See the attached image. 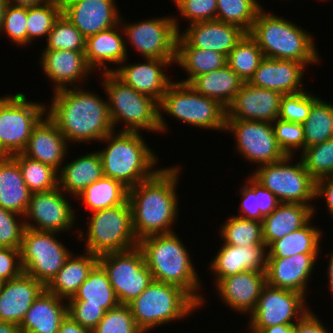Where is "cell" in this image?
I'll list each match as a JSON object with an SVG mask.
<instances>
[{
	"label": "cell",
	"mask_w": 333,
	"mask_h": 333,
	"mask_svg": "<svg viewBox=\"0 0 333 333\" xmlns=\"http://www.w3.org/2000/svg\"><path fill=\"white\" fill-rule=\"evenodd\" d=\"M27 7L12 6L7 4L0 33L16 46L27 45Z\"/></svg>",
	"instance_id": "obj_51"
},
{
	"label": "cell",
	"mask_w": 333,
	"mask_h": 333,
	"mask_svg": "<svg viewBox=\"0 0 333 333\" xmlns=\"http://www.w3.org/2000/svg\"><path fill=\"white\" fill-rule=\"evenodd\" d=\"M141 134L114 130L101 140L106 147L97 151L104 176L120 181L128 189L151 178L160 169L156 166L159 158Z\"/></svg>",
	"instance_id": "obj_4"
},
{
	"label": "cell",
	"mask_w": 333,
	"mask_h": 333,
	"mask_svg": "<svg viewBox=\"0 0 333 333\" xmlns=\"http://www.w3.org/2000/svg\"><path fill=\"white\" fill-rule=\"evenodd\" d=\"M117 0H76L62 14L87 38L120 24Z\"/></svg>",
	"instance_id": "obj_21"
},
{
	"label": "cell",
	"mask_w": 333,
	"mask_h": 333,
	"mask_svg": "<svg viewBox=\"0 0 333 333\" xmlns=\"http://www.w3.org/2000/svg\"><path fill=\"white\" fill-rule=\"evenodd\" d=\"M81 87L53 91L46 115L59 128L68 143L101 141L114 131L107 97ZM48 109V110H47Z\"/></svg>",
	"instance_id": "obj_2"
},
{
	"label": "cell",
	"mask_w": 333,
	"mask_h": 333,
	"mask_svg": "<svg viewBox=\"0 0 333 333\" xmlns=\"http://www.w3.org/2000/svg\"><path fill=\"white\" fill-rule=\"evenodd\" d=\"M307 91L283 94L278 118L302 124L308 118L312 104L318 99V96Z\"/></svg>",
	"instance_id": "obj_49"
},
{
	"label": "cell",
	"mask_w": 333,
	"mask_h": 333,
	"mask_svg": "<svg viewBox=\"0 0 333 333\" xmlns=\"http://www.w3.org/2000/svg\"><path fill=\"white\" fill-rule=\"evenodd\" d=\"M103 176L101 157L96 150L62 165L58 172V187L70 197H78L86 187Z\"/></svg>",
	"instance_id": "obj_31"
},
{
	"label": "cell",
	"mask_w": 333,
	"mask_h": 333,
	"mask_svg": "<svg viewBox=\"0 0 333 333\" xmlns=\"http://www.w3.org/2000/svg\"><path fill=\"white\" fill-rule=\"evenodd\" d=\"M222 224L218 232L222 242H224L223 244L236 246L265 245L262 222L258 220L233 215Z\"/></svg>",
	"instance_id": "obj_40"
},
{
	"label": "cell",
	"mask_w": 333,
	"mask_h": 333,
	"mask_svg": "<svg viewBox=\"0 0 333 333\" xmlns=\"http://www.w3.org/2000/svg\"><path fill=\"white\" fill-rule=\"evenodd\" d=\"M245 185L240 187L241 202L237 216L262 222L264 216L258 209V195H255V179L250 175L246 177Z\"/></svg>",
	"instance_id": "obj_55"
},
{
	"label": "cell",
	"mask_w": 333,
	"mask_h": 333,
	"mask_svg": "<svg viewBox=\"0 0 333 333\" xmlns=\"http://www.w3.org/2000/svg\"><path fill=\"white\" fill-rule=\"evenodd\" d=\"M249 35L256 41L264 57L294 60L305 66L318 65L322 59L314 37L292 21L267 12L262 8Z\"/></svg>",
	"instance_id": "obj_5"
},
{
	"label": "cell",
	"mask_w": 333,
	"mask_h": 333,
	"mask_svg": "<svg viewBox=\"0 0 333 333\" xmlns=\"http://www.w3.org/2000/svg\"><path fill=\"white\" fill-rule=\"evenodd\" d=\"M61 14L62 8L55 0H48L39 6L27 7V44L30 45L37 38H46Z\"/></svg>",
	"instance_id": "obj_45"
},
{
	"label": "cell",
	"mask_w": 333,
	"mask_h": 333,
	"mask_svg": "<svg viewBox=\"0 0 333 333\" xmlns=\"http://www.w3.org/2000/svg\"><path fill=\"white\" fill-rule=\"evenodd\" d=\"M300 154L305 169L315 179L333 175V138L305 148Z\"/></svg>",
	"instance_id": "obj_47"
},
{
	"label": "cell",
	"mask_w": 333,
	"mask_h": 333,
	"mask_svg": "<svg viewBox=\"0 0 333 333\" xmlns=\"http://www.w3.org/2000/svg\"><path fill=\"white\" fill-rule=\"evenodd\" d=\"M313 209L301 203H279L262 220L263 239L267 248L276 240L302 228L311 218Z\"/></svg>",
	"instance_id": "obj_32"
},
{
	"label": "cell",
	"mask_w": 333,
	"mask_h": 333,
	"mask_svg": "<svg viewBox=\"0 0 333 333\" xmlns=\"http://www.w3.org/2000/svg\"><path fill=\"white\" fill-rule=\"evenodd\" d=\"M46 107L28 101L20 92L0 98V144L10 156L25 149L32 129L46 115Z\"/></svg>",
	"instance_id": "obj_11"
},
{
	"label": "cell",
	"mask_w": 333,
	"mask_h": 333,
	"mask_svg": "<svg viewBox=\"0 0 333 333\" xmlns=\"http://www.w3.org/2000/svg\"><path fill=\"white\" fill-rule=\"evenodd\" d=\"M10 155L5 151V149L0 144V162L7 160Z\"/></svg>",
	"instance_id": "obj_66"
},
{
	"label": "cell",
	"mask_w": 333,
	"mask_h": 333,
	"mask_svg": "<svg viewBox=\"0 0 333 333\" xmlns=\"http://www.w3.org/2000/svg\"><path fill=\"white\" fill-rule=\"evenodd\" d=\"M93 333H144L136 324L129 305L120 304L105 312Z\"/></svg>",
	"instance_id": "obj_48"
},
{
	"label": "cell",
	"mask_w": 333,
	"mask_h": 333,
	"mask_svg": "<svg viewBox=\"0 0 333 333\" xmlns=\"http://www.w3.org/2000/svg\"><path fill=\"white\" fill-rule=\"evenodd\" d=\"M321 197V198H320ZM324 197V198H323ZM325 199L329 214L333 218V175L319 178L315 182V199Z\"/></svg>",
	"instance_id": "obj_59"
},
{
	"label": "cell",
	"mask_w": 333,
	"mask_h": 333,
	"mask_svg": "<svg viewBox=\"0 0 333 333\" xmlns=\"http://www.w3.org/2000/svg\"><path fill=\"white\" fill-rule=\"evenodd\" d=\"M260 333H293V325H275L264 328Z\"/></svg>",
	"instance_id": "obj_62"
},
{
	"label": "cell",
	"mask_w": 333,
	"mask_h": 333,
	"mask_svg": "<svg viewBox=\"0 0 333 333\" xmlns=\"http://www.w3.org/2000/svg\"><path fill=\"white\" fill-rule=\"evenodd\" d=\"M76 198L92 213L123 204L128 199V188L120 181L103 176Z\"/></svg>",
	"instance_id": "obj_38"
},
{
	"label": "cell",
	"mask_w": 333,
	"mask_h": 333,
	"mask_svg": "<svg viewBox=\"0 0 333 333\" xmlns=\"http://www.w3.org/2000/svg\"><path fill=\"white\" fill-rule=\"evenodd\" d=\"M329 264H327V278H328V288L330 292L332 293L331 295L333 296V251L331 252L330 259L328 261Z\"/></svg>",
	"instance_id": "obj_64"
},
{
	"label": "cell",
	"mask_w": 333,
	"mask_h": 333,
	"mask_svg": "<svg viewBox=\"0 0 333 333\" xmlns=\"http://www.w3.org/2000/svg\"><path fill=\"white\" fill-rule=\"evenodd\" d=\"M45 289L43 283L25 272L5 281L0 292V321L20 325L26 312Z\"/></svg>",
	"instance_id": "obj_27"
},
{
	"label": "cell",
	"mask_w": 333,
	"mask_h": 333,
	"mask_svg": "<svg viewBox=\"0 0 333 333\" xmlns=\"http://www.w3.org/2000/svg\"><path fill=\"white\" fill-rule=\"evenodd\" d=\"M22 272L20 249L0 247V278L9 281Z\"/></svg>",
	"instance_id": "obj_56"
},
{
	"label": "cell",
	"mask_w": 333,
	"mask_h": 333,
	"mask_svg": "<svg viewBox=\"0 0 333 333\" xmlns=\"http://www.w3.org/2000/svg\"><path fill=\"white\" fill-rule=\"evenodd\" d=\"M57 333H93V331L82 327L77 322H75L69 315H67L62 320L59 331Z\"/></svg>",
	"instance_id": "obj_60"
},
{
	"label": "cell",
	"mask_w": 333,
	"mask_h": 333,
	"mask_svg": "<svg viewBox=\"0 0 333 333\" xmlns=\"http://www.w3.org/2000/svg\"><path fill=\"white\" fill-rule=\"evenodd\" d=\"M66 196L59 187L46 192L32 193L23 218L25 227L57 233L75 229L76 215Z\"/></svg>",
	"instance_id": "obj_17"
},
{
	"label": "cell",
	"mask_w": 333,
	"mask_h": 333,
	"mask_svg": "<svg viewBox=\"0 0 333 333\" xmlns=\"http://www.w3.org/2000/svg\"><path fill=\"white\" fill-rule=\"evenodd\" d=\"M40 56L39 64L48 80L53 82V91L81 87L76 84L85 83L94 72L86 61L85 51L43 50Z\"/></svg>",
	"instance_id": "obj_20"
},
{
	"label": "cell",
	"mask_w": 333,
	"mask_h": 333,
	"mask_svg": "<svg viewBox=\"0 0 333 333\" xmlns=\"http://www.w3.org/2000/svg\"><path fill=\"white\" fill-rule=\"evenodd\" d=\"M0 333H21V329L15 323L0 321Z\"/></svg>",
	"instance_id": "obj_63"
},
{
	"label": "cell",
	"mask_w": 333,
	"mask_h": 333,
	"mask_svg": "<svg viewBox=\"0 0 333 333\" xmlns=\"http://www.w3.org/2000/svg\"><path fill=\"white\" fill-rule=\"evenodd\" d=\"M244 81L228 66L201 74L189 85L203 96L219 101L228 107L241 89Z\"/></svg>",
	"instance_id": "obj_36"
},
{
	"label": "cell",
	"mask_w": 333,
	"mask_h": 333,
	"mask_svg": "<svg viewBox=\"0 0 333 333\" xmlns=\"http://www.w3.org/2000/svg\"><path fill=\"white\" fill-rule=\"evenodd\" d=\"M5 281H3L1 278H0V292L2 290V287H3V284H4Z\"/></svg>",
	"instance_id": "obj_69"
},
{
	"label": "cell",
	"mask_w": 333,
	"mask_h": 333,
	"mask_svg": "<svg viewBox=\"0 0 333 333\" xmlns=\"http://www.w3.org/2000/svg\"><path fill=\"white\" fill-rule=\"evenodd\" d=\"M23 217L0 206V247L21 248L23 233L26 228L25 221L22 220Z\"/></svg>",
	"instance_id": "obj_52"
},
{
	"label": "cell",
	"mask_w": 333,
	"mask_h": 333,
	"mask_svg": "<svg viewBox=\"0 0 333 333\" xmlns=\"http://www.w3.org/2000/svg\"><path fill=\"white\" fill-rule=\"evenodd\" d=\"M181 241L176 232H171L145 237L139 241L138 247L154 281L182 288L203 307L205 298L199 293L202 281Z\"/></svg>",
	"instance_id": "obj_3"
},
{
	"label": "cell",
	"mask_w": 333,
	"mask_h": 333,
	"mask_svg": "<svg viewBox=\"0 0 333 333\" xmlns=\"http://www.w3.org/2000/svg\"><path fill=\"white\" fill-rule=\"evenodd\" d=\"M179 34L192 46L204 50H214L226 56L247 33L241 27L219 20L197 22Z\"/></svg>",
	"instance_id": "obj_28"
},
{
	"label": "cell",
	"mask_w": 333,
	"mask_h": 333,
	"mask_svg": "<svg viewBox=\"0 0 333 333\" xmlns=\"http://www.w3.org/2000/svg\"><path fill=\"white\" fill-rule=\"evenodd\" d=\"M306 68L303 63L294 60L264 57L248 83L281 94L301 92L305 90L302 79Z\"/></svg>",
	"instance_id": "obj_25"
},
{
	"label": "cell",
	"mask_w": 333,
	"mask_h": 333,
	"mask_svg": "<svg viewBox=\"0 0 333 333\" xmlns=\"http://www.w3.org/2000/svg\"><path fill=\"white\" fill-rule=\"evenodd\" d=\"M233 133L235 149L245 161L259 166L282 160L272 123L254 120H226L225 132Z\"/></svg>",
	"instance_id": "obj_16"
},
{
	"label": "cell",
	"mask_w": 333,
	"mask_h": 333,
	"mask_svg": "<svg viewBox=\"0 0 333 333\" xmlns=\"http://www.w3.org/2000/svg\"><path fill=\"white\" fill-rule=\"evenodd\" d=\"M319 253H300L285 258H267V284L277 288L294 290L305 297L308 280L314 272Z\"/></svg>",
	"instance_id": "obj_22"
},
{
	"label": "cell",
	"mask_w": 333,
	"mask_h": 333,
	"mask_svg": "<svg viewBox=\"0 0 333 333\" xmlns=\"http://www.w3.org/2000/svg\"><path fill=\"white\" fill-rule=\"evenodd\" d=\"M181 166L160 168L151 178L128 189L132 226L138 241L158 234L174 232L178 222L177 185Z\"/></svg>",
	"instance_id": "obj_1"
},
{
	"label": "cell",
	"mask_w": 333,
	"mask_h": 333,
	"mask_svg": "<svg viewBox=\"0 0 333 333\" xmlns=\"http://www.w3.org/2000/svg\"><path fill=\"white\" fill-rule=\"evenodd\" d=\"M69 300H86V304L101 305L105 311L120 305L108 275L99 263Z\"/></svg>",
	"instance_id": "obj_39"
},
{
	"label": "cell",
	"mask_w": 333,
	"mask_h": 333,
	"mask_svg": "<svg viewBox=\"0 0 333 333\" xmlns=\"http://www.w3.org/2000/svg\"><path fill=\"white\" fill-rule=\"evenodd\" d=\"M123 35H125L123 28L121 24H118L86 38L85 58L93 71L98 69L100 73L113 72L111 66L107 64H118V67L126 59L128 60L129 48L126 46Z\"/></svg>",
	"instance_id": "obj_29"
},
{
	"label": "cell",
	"mask_w": 333,
	"mask_h": 333,
	"mask_svg": "<svg viewBox=\"0 0 333 333\" xmlns=\"http://www.w3.org/2000/svg\"><path fill=\"white\" fill-rule=\"evenodd\" d=\"M294 156L286 155L282 160L261 165L251 175L258 183L273 193L280 203L309 205L315 215L316 180L305 169L302 160L291 164ZM310 203V204H309Z\"/></svg>",
	"instance_id": "obj_10"
},
{
	"label": "cell",
	"mask_w": 333,
	"mask_h": 333,
	"mask_svg": "<svg viewBox=\"0 0 333 333\" xmlns=\"http://www.w3.org/2000/svg\"><path fill=\"white\" fill-rule=\"evenodd\" d=\"M6 1L7 4L12 6L33 7V6L42 5L48 0H6Z\"/></svg>",
	"instance_id": "obj_61"
},
{
	"label": "cell",
	"mask_w": 333,
	"mask_h": 333,
	"mask_svg": "<svg viewBox=\"0 0 333 333\" xmlns=\"http://www.w3.org/2000/svg\"><path fill=\"white\" fill-rule=\"evenodd\" d=\"M259 0H217L216 20L241 27L247 33L259 11L263 8ZM260 3V4H259Z\"/></svg>",
	"instance_id": "obj_44"
},
{
	"label": "cell",
	"mask_w": 333,
	"mask_h": 333,
	"mask_svg": "<svg viewBox=\"0 0 333 333\" xmlns=\"http://www.w3.org/2000/svg\"><path fill=\"white\" fill-rule=\"evenodd\" d=\"M121 17L120 24L126 37L125 42L133 46L141 56L152 59L175 60L179 20L174 16L151 18L148 20L125 23ZM124 21V22H123Z\"/></svg>",
	"instance_id": "obj_14"
},
{
	"label": "cell",
	"mask_w": 333,
	"mask_h": 333,
	"mask_svg": "<svg viewBox=\"0 0 333 333\" xmlns=\"http://www.w3.org/2000/svg\"><path fill=\"white\" fill-rule=\"evenodd\" d=\"M120 304L128 305L153 281L142 250L136 248L98 256Z\"/></svg>",
	"instance_id": "obj_13"
},
{
	"label": "cell",
	"mask_w": 333,
	"mask_h": 333,
	"mask_svg": "<svg viewBox=\"0 0 333 333\" xmlns=\"http://www.w3.org/2000/svg\"><path fill=\"white\" fill-rule=\"evenodd\" d=\"M31 194L18 163L11 156L0 162V206L24 216Z\"/></svg>",
	"instance_id": "obj_35"
},
{
	"label": "cell",
	"mask_w": 333,
	"mask_h": 333,
	"mask_svg": "<svg viewBox=\"0 0 333 333\" xmlns=\"http://www.w3.org/2000/svg\"><path fill=\"white\" fill-rule=\"evenodd\" d=\"M65 301V303H64ZM67 300L45 289L33 302L21 322V333H57L67 316Z\"/></svg>",
	"instance_id": "obj_30"
},
{
	"label": "cell",
	"mask_w": 333,
	"mask_h": 333,
	"mask_svg": "<svg viewBox=\"0 0 333 333\" xmlns=\"http://www.w3.org/2000/svg\"><path fill=\"white\" fill-rule=\"evenodd\" d=\"M266 284V271H245L222 278L215 287L225 305L248 316L254 311Z\"/></svg>",
	"instance_id": "obj_23"
},
{
	"label": "cell",
	"mask_w": 333,
	"mask_h": 333,
	"mask_svg": "<svg viewBox=\"0 0 333 333\" xmlns=\"http://www.w3.org/2000/svg\"><path fill=\"white\" fill-rule=\"evenodd\" d=\"M255 195H258V209L265 217L271 214L280 203L276 196L255 180Z\"/></svg>",
	"instance_id": "obj_58"
},
{
	"label": "cell",
	"mask_w": 333,
	"mask_h": 333,
	"mask_svg": "<svg viewBox=\"0 0 333 333\" xmlns=\"http://www.w3.org/2000/svg\"><path fill=\"white\" fill-rule=\"evenodd\" d=\"M46 42L43 50L85 51L86 48V38L63 14L54 22Z\"/></svg>",
	"instance_id": "obj_46"
},
{
	"label": "cell",
	"mask_w": 333,
	"mask_h": 333,
	"mask_svg": "<svg viewBox=\"0 0 333 333\" xmlns=\"http://www.w3.org/2000/svg\"><path fill=\"white\" fill-rule=\"evenodd\" d=\"M19 165L25 184L32 193L58 187V172L49 165L30 159L22 153L11 156Z\"/></svg>",
	"instance_id": "obj_42"
},
{
	"label": "cell",
	"mask_w": 333,
	"mask_h": 333,
	"mask_svg": "<svg viewBox=\"0 0 333 333\" xmlns=\"http://www.w3.org/2000/svg\"><path fill=\"white\" fill-rule=\"evenodd\" d=\"M87 233L78 230V241L86 243L85 252L101 256L123 252L138 246L132 226L131 207L128 199L118 206L90 213Z\"/></svg>",
	"instance_id": "obj_9"
},
{
	"label": "cell",
	"mask_w": 333,
	"mask_h": 333,
	"mask_svg": "<svg viewBox=\"0 0 333 333\" xmlns=\"http://www.w3.org/2000/svg\"><path fill=\"white\" fill-rule=\"evenodd\" d=\"M177 10L181 14L180 17L189 20L188 25L216 20L217 16V0H172Z\"/></svg>",
	"instance_id": "obj_53"
},
{
	"label": "cell",
	"mask_w": 333,
	"mask_h": 333,
	"mask_svg": "<svg viewBox=\"0 0 333 333\" xmlns=\"http://www.w3.org/2000/svg\"><path fill=\"white\" fill-rule=\"evenodd\" d=\"M59 233L25 228L20 248L23 272L47 286L72 254ZM57 236V238H56Z\"/></svg>",
	"instance_id": "obj_12"
},
{
	"label": "cell",
	"mask_w": 333,
	"mask_h": 333,
	"mask_svg": "<svg viewBox=\"0 0 333 333\" xmlns=\"http://www.w3.org/2000/svg\"><path fill=\"white\" fill-rule=\"evenodd\" d=\"M263 59L262 50L249 33H246L227 56V65L244 82H249Z\"/></svg>",
	"instance_id": "obj_41"
},
{
	"label": "cell",
	"mask_w": 333,
	"mask_h": 333,
	"mask_svg": "<svg viewBox=\"0 0 333 333\" xmlns=\"http://www.w3.org/2000/svg\"><path fill=\"white\" fill-rule=\"evenodd\" d=\"M7 7V1L6 0H0V29L2 26V21L5 13V9Z\"/></svg>",
	"instance_id": "obj_65"
},
{
	"label": "cell",
	"mask_w": 333,
	"mask_h": 333,
	"mask_svg": "<svg viewBox=\"0 0 333 333\" xmlns=\"http://www.w3.org/2000/svg\"><path fill=\"white\" fill-rule=\"evenodd\" d=\"M283 94L244 82L227 107L226 120H254L273 123L279 116Z\"/></svg>",
	"instance_id": "obj_19"
},
{
	"label": "cell",
	"mask_w": 333,
	"mask_h": 333,
	"mask_svg": "<svg viewBox=\"0 0 333 333\" xmlns=\"http://www.w3.org/2000/svg\"><path fill=\"white\" fill-rule=\"evenodd\" d=\"M331 120H332V138H333V104H331Z\"/></svg>",
	"instance_id": "obj_68"
},
{
	"label": "cell",
	"mask_w": 333,
	"mask_h": 333,
	"mask_svg": "<svg viewBox=\"0 0 333 333\" xmlns=\"http://www.w3.org/2000/svg\"><path fill=\"white\" fill-rule=\"evenodd\" d=\"M59 6L63 9L66 5L76 1V0H55Z\"/></svg>",
	"instance_id": "obj_67"
},
{
	"label": "cell",
	"mask_w": 333,
	"mask_h": 333,
	"mask_svg": "<svg viewBox=\"0 0 333 333\" xmlns=\"http://www.w3.org/2000/svg\"><path fill=\"white\" fill-rule=\"evenodd\" d=\"M128 305L137 326L144 333L167 323L185 320L200 309V305L182 288L154 280Z\"/></svg>",
	"instance_id": "obj_7"
},
{
	"label": "cell",
	"mask_w": 333,
	"mask_h": 333,
	"mask_svg": "<svg viewBox=\"0 0 333 333\" xmlns=\"http://www.w3.org/2000/svg\"><path fill=\"white\" fill-rule=\"evenodd\" d=\"M175 63L187 72V78L178 82L189 84L201 74L221 69L227 65V56L214 50L192 47L180 34L176 43Z\"/></svg>",
	"instance_id": "obj_34"
},
{
	"label": "cell",
	"mask_w": 333,
	"mask_h": 333,
	"mask_svg": "<svg viewBox=\"0 0 333 333\" xmlns=\"http://www.w3.org/2000/svg\"><path fill=\"white\" fill-rule=\"evenodd\" d=\"M209 263L215 284L225 277L245 271H266L268 251L266 245L236 246L223 244Z\"/></svg>",
	"instance_id": "obj_24"
},
{
	"label": "cell",
	"mask_w": 333,
	"mask_h": 333,
	"mask_svg": "<svg viewBox=\"0 0 333 333\" xmlns=\"http://www.w3.org/2000/svg\"><path fill=\"white\" fill-rule=\"evenodd\" d=\"M144 59L145 62L132 64H127L125 60L119 67H114L112 73L124 84L160 103L173 82V78H168L169 75L164 70L170 65H175V60Z\"/></svg>",
	"instance_id": "obj_18"
},
{
	"label": "cell",
	"mask_w": 333,
	"mask_h": 333,
	"mask_svg": "<svg viewBox=\"0 0 333 333\" xmlns=\"http://www.w3.org/2000/svg\"><path fill=\"white\" fill-rule=\"evenodd\" d=\"M272 126L277 143L285 155L294 156L300 149V152L304 150V128L301 123L277 118Z\"/></svg>",
	"instance_id": "obj_50"
},
{
	"label": "cell",
	"mask_w": 333,
	"mask_h": 333,
	"mask_svg": "<svg viewBox=\"0 0 333 333\" xmlns=\"http://www.w3.org/2000/svg\"><path fill=\"white\" fill-rule=\"evenodd\" d=\"M304 128V149L332 139L331 103L318 98L311 107Z\"/></svg>",
	"instance_id": "obj_43"
},
{
	"label": "cell",
	"mask_w": 333,
	"mask_h": 333,
	"mask_svg": "<svg viewBox=\"0 0 333 333\" xmlns=\"http://www.w3.org/2000/svg\"><path fill=\"white\" fill-rule=\"evenodd\" d=\"M68 144L59 128L45 115L32 129L22 154L59 172L68 155Z\"/></svg>",
	"instance_id": "obj_26"
},
{
	"label": "cell",
	"mask_w": 333,
	"mask_h": 333,
	"mask_svg": "<svg viewBox=\"0 0 333 333\" xmlns=\"http://www.w3.org/2000/svg\"><path fill=\"white\" fill-rule=\"evenodd\" d=\"M164 113L194 127L224 132L226 129L227 108L178 81L169 85L159 103L160 133L168 131Z\"/></svg>",
	"instance_id": "obj_6"
},
{
	"label": "cell",
	"mask_w": 333,
	"mask_h": 333,
	"mask_svg": "<svg viewBox=\"0 0 333 333\" xmlns=\"http://www.w3.org/2000/svg\"><path fill=\"white\" fill-rule=\"evenodd\" d=\"M105 312L101 305L86 304V300H67V315L90 330L97 326Z\"/></svg>",
	"instance_id": "obj_54"
},
{
	"label": "cell",
	"mask_w": 333,
	"mask_h": 333,
	"mask_svg": "<svg viewBox=\"0 0 333 333\" xmlns=\"http://www.w3.org/2000/svg\"><path fill=\"white\" fill-rule=\"evenodd\" d=\"M312 218L300 229L274 241L267 258H285L300 253H319L322 230L312 225Z\"/></svg>",
	"instance_id": "obj_37"
},
{
	"label": "cell",
	"mask_w": 333,
	"mask_h": 333,
	"mask_svg": "<svg viewBox=\"0 0 333 333\" xmlns=\"http://www.w3.org/2000/svg\"><path fill=\"white\" fill-rule=\"evenodd\" d=\"M101 74L100 79L107 96L109 116L114 130L121 123L125 125L119 131L141 133V130H146L160 133L159 103L124 84L112 72Z\"/></svg>",
	"instance_id": "obj_8"
},
{
	"label": "cell",
	"mask_w": 333,
	"mask_h": 333,
	"mask_svg": "<svg viewBox=\"0 0 333 333\" xmlns=\"http://www.w3.org/2000/svg\"><path fill=\"white\" fill-rule=\"evenodd\" d=\"M306 297L294 290L266 284L254 311L249 315L250 333L275 325H294L310 308Z\"/></svg>",
	"instance_id": "obj_15"
},
{
	"label": "cell",
	"mask_w": 333,
	"mask_h": 333,
	"mask_svg": "<svg viewBox=\"0 0 333 333\" xmlns=\"http://www.w3.org/2000/svg\"><path fill=\"white\" fill-rule=\"evenodd\" d=\"M293 333H331L310 309L293 325Z\"/></svg>",
	"instance_id": "obj_57"
},
{
	"label": "cell",
	"mask_w": 333,
	"mask_h": 333,
	"mask_svg": "<svg viewBox=\"0 0 333 333\" xmlns=\"http://www.w3.org/2000/svg\"><path fill=\"white\" fill-rule=\"evenodd\" d=\"M72 253L46 289L64 300H69L98 264V256L89 252ZM76 255V256H74Z\"/></svg>",
	"instance_id": "obj_33"
}]
</instances>
